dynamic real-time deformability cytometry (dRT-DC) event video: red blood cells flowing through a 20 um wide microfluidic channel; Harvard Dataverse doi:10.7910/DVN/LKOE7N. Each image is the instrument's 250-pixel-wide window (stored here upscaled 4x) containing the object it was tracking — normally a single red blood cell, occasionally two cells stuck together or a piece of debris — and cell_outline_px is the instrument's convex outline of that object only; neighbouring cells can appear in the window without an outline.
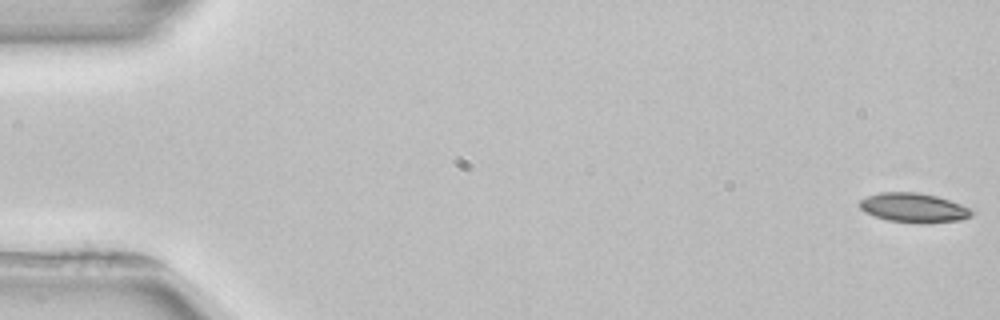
{"species": "common noctule bat (a hibernating species)", "species_latin": "Nyctalus noctula", "temperature_condition": "room temperature", "stored_images_in_passage": 5, "camera_frame_rate_fps": 3000, "um_per_image_px": 0.085, "animal": {"sex": "female", "body_mass_g": 22.7, "forearm_length_mm": 54.2}, "frame": {"image": 1, "passage_image": 1, "time_ms": 0.0, "image_size_px": [1000, 320], "cell_outline_px": [[976, 212], [972, 216], [960, 220], [924, 224], [916, 224], [888, 220], [864, 212], [860, 208], [860, 200], [868, 196], [880, 192], [916, 192], [936, 196], [960, 204]], "centroid_in_image_um": [77.68, 17.67], "position_along_channel_um": 7.3, "area_um2": 19.25}}